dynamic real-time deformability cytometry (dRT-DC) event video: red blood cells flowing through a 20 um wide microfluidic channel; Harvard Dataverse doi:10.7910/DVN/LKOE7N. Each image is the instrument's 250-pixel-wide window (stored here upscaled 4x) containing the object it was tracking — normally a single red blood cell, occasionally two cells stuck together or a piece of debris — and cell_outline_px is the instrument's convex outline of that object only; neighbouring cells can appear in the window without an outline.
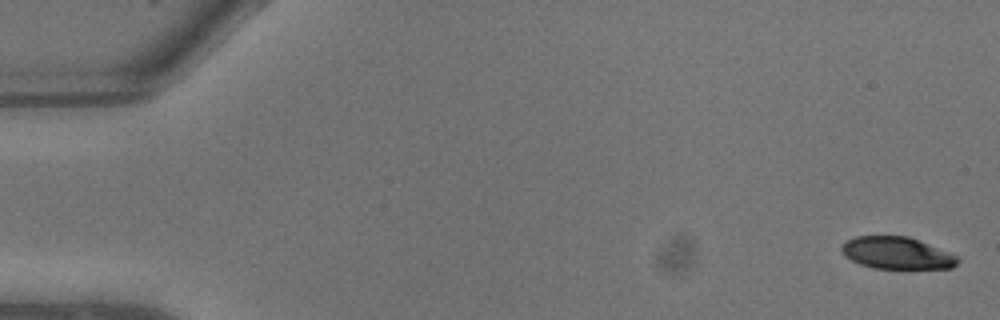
{"species": "common noctule bat (a hibernating species)", "species_latin": "Nyctalus noctula", "temperature_condition": "warm", "stored_images_in_passage": 10, "camera_frame_rate_fps": 3000, "um_per_image_px": 0.085, "animal": {"sex": "male", "body_mass_g": 13.3}, "frame": {"image": 1, "passage_image": 1, "time_ms": 0.0, "image_size_px": [1000, 320], "cell_outline_px": [[960, 260], [952, 268], [872, 268], [860, 264], [844, 256], [840, 252], [840, 244], [856, 236], [908, 236], [948, 252], [956, 256]], "centroid_in_image_um": [76.17, 21.5], "position_along_channel_um": 8.8, "area_um2": 21.56}}
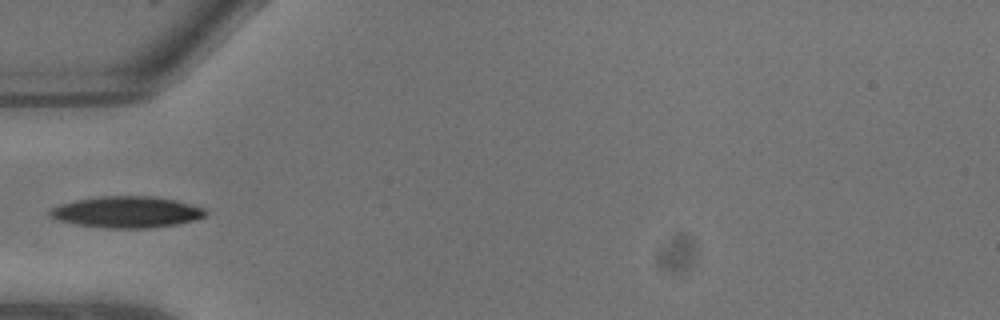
{"frame": {"image": 2, "passage_image": 8, "time_ms": 2.333, "image_size_px": [1000, 320], "cell_outline_px": [[208, 216], [196, 220], [176, 224], [152, 228], [100, 228], [76, 224], [56, 220], [48, 216], [48, 212], [52, 208], [60, 204], [76, 200], [100, 196], [152, 196], [176, 200], [204, 208], [208, 212]], "centroid_in_image_um": [10.78, 18.03], "position_along_channel_um": 74.2, "area_um2": 28.73}}
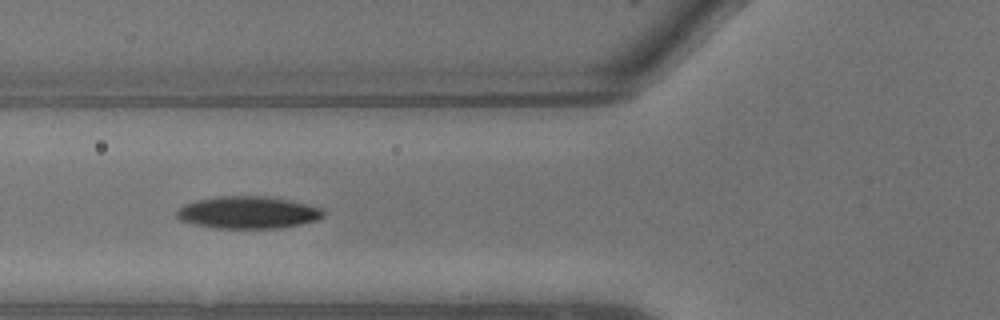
{"frame": {"image": 3, "passage_image": 9, "time_ms": 2.667, "image_size_px": [1000, 320], "cell_outline_px": [[324, 216], [316, 220], [300, 224], [280, 228], [216, 228], [192, 224], [180, 220], [176, 216], [176, 208], [184, 204], [196, 200], [220, 196], [268, 196], [288, 200], [320, 208], [324, 212]], "centroid_in_image_um": [21.01, 18.06], "position_along_channel_um": 104.8, "area_um2": 27.51}}